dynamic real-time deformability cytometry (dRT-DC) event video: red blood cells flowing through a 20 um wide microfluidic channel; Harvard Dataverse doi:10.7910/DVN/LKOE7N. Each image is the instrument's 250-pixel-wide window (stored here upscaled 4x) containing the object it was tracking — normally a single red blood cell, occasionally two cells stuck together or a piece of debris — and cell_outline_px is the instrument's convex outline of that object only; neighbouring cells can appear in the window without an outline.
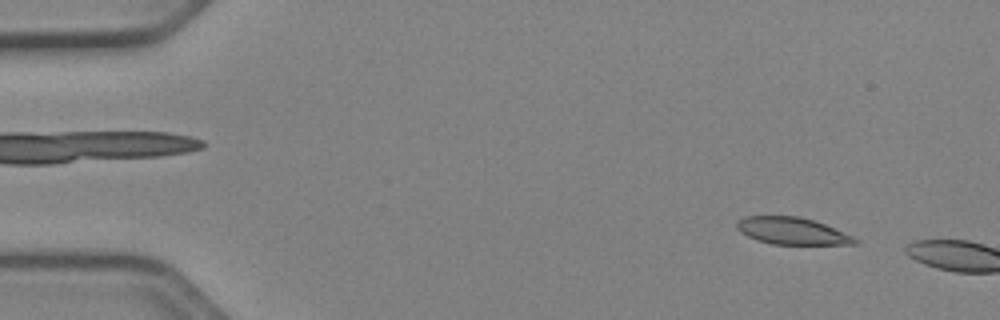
{"species": "Egyptian fruit bat (a non-hibernating species)", "species_latin": "Rousettus aegyptiacus", "temperature_condition": "cold", "stored_images_in_passage": 8, "camera_frame_rate_fps": 3000, "um_per_image_px": 0.085, "animal": {"sex": "female"}, "frame": {"image": 1, "passage_image": 5, "time_ms": 1.333, "image_size_px": [1000, 320], "cell_outline_px": [[860, 244], [772, 244], [756, 240], [740, 232], [736, 228], [736, 220], [744, 216], [800, 216], [824, 224], [852, 236], [860, 240]], "centroid_in_image_um": [67.29, 19.63], "position_along_channel_um": 17.7, "area_um2": 18.61}}